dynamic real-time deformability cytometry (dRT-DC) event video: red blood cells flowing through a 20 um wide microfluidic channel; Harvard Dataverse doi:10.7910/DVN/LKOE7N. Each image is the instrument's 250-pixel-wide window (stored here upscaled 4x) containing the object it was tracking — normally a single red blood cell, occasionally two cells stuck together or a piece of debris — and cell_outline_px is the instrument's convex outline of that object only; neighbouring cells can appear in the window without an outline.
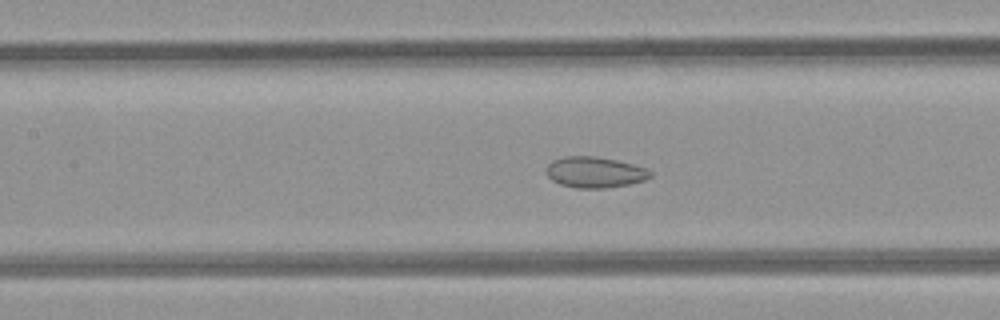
{"species": "common noctule bat (a hibernating species)", "species_latin": "Nyctalus noctula", "temperature_condition": "room temperature", "stored_images_in_passage": 51, "camera_frame_rate_fps": 3000, "um_per_image_px": 0.085, "animal": {"sex": "female", "body_mass_g": 21.9}, "frame": {"image": 1, "passage_image": 23, "time_ms": 7.333, "image_size_px": [1000, 320], "cell_outline_px": [[652, 176], [644, 180], [628, 184], [604, 188], [576, 188], [560, 184], [552, 180], [548, 176], [548, 164], [552, 160], [564, 156], [596, 156], [616, 160], [648, 168], [652, 172]], "centroid_in_image_um": [50.58, 14.63], "position_along_channel_um": 156.8, "area_um2": 18.67}}
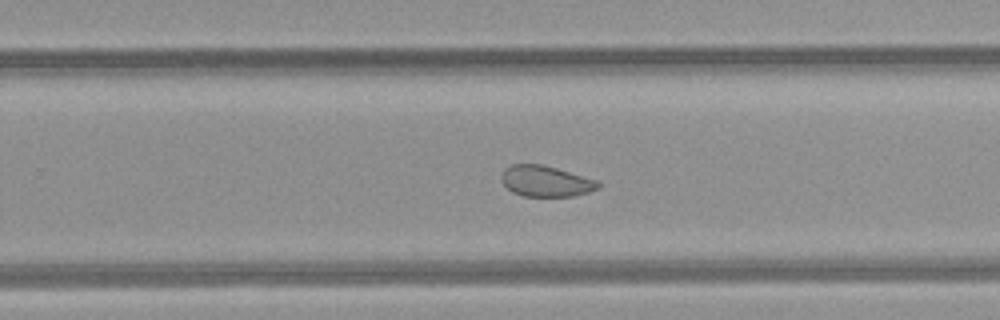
{"frame": {"image": 2, "passage_image": 32, "time_ms": 10.333, "image_size_px": [1000, 320], "cell_outline_px": [[600, 188], [576, 196], [524, 196], [512, 192], [500, 180], [500, 176], [504, 168], [512, 164], [540, 164], [556, 168], [600, 180]], "centroid_in_image_um": [46.41, 15.4], "position_along_channel_um": 283.4, "area_um2": 17.63}}
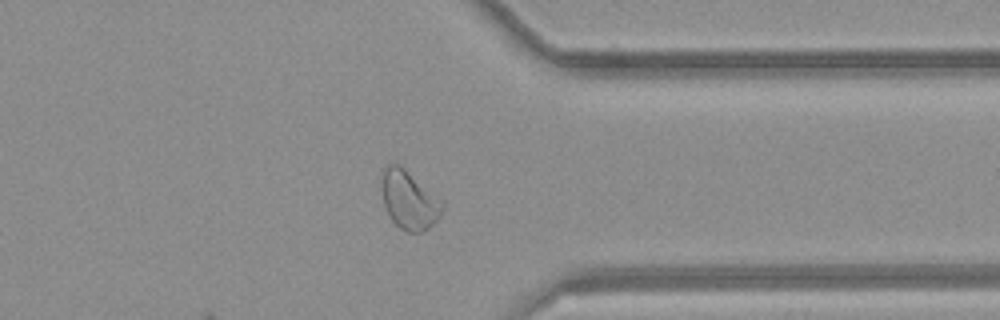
{"frame": {"image": 3, "passage_image": 39, "time_ms": 12.667, "image_size_px": [1000, 320], "cell_outline_px": [[444, 208], [440, 216], [428, 228], [420, 232], [408, 232], [400, 228], [392, 220], [384, 204], [380, 172], [388, 164], [400, 164], [444, 204]], "centroid_in_image_um": [34.74, 16.99], "position_along_channel_um": 376.7, "area_um2": 20.29}, "authors_computed_cell_mechanics": {"area_um2": 22.7154, "velocity_mm_per_s": 4.237, "shape_relaxation_time_tau1_ms": null, "shape_relaxation_time_tau2_ms": 1.324, "deformation_change_tau1": null, "deformation_change_tau2": 0.0684}}